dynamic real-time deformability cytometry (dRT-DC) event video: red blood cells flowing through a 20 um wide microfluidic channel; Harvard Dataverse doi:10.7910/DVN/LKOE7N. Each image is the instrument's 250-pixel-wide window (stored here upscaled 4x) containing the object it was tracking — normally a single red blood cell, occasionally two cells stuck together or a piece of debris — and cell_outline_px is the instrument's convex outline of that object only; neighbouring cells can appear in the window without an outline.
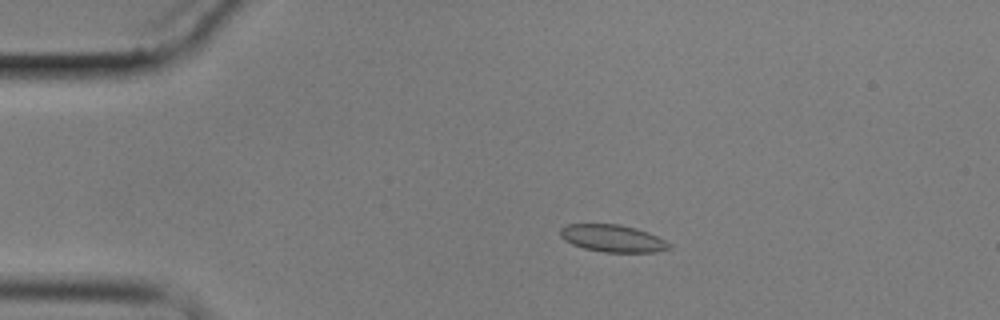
{"species": "common noctule bat (a hibernating species)", "species_latin": "Nyctalus noctula", "temperature_condition": "cold", "stored_images_in_passage": 11, "camera_frame_rate_fps": 3000, "um_per_image_px": 0.085, "animal": {"sex": "male", "body_mass_g": 17.9}, "frame": {"image": 1, "passage_image": 3, "time_ms": 3.333, "image_size_px": [1000, 320], "cell_outline_px": [[672, 248], [656, 252], [604, 252], [584, 248], [572, 244], [564, 240], [560, 236], [560, 228], [568, 224], [620, 224], [636, 228], [648, 232], [664, 240]], "centroid_in_image_um": [52.05, 20.26], "position_along_channel_um": 32.9, "area_um2": 17.22}}
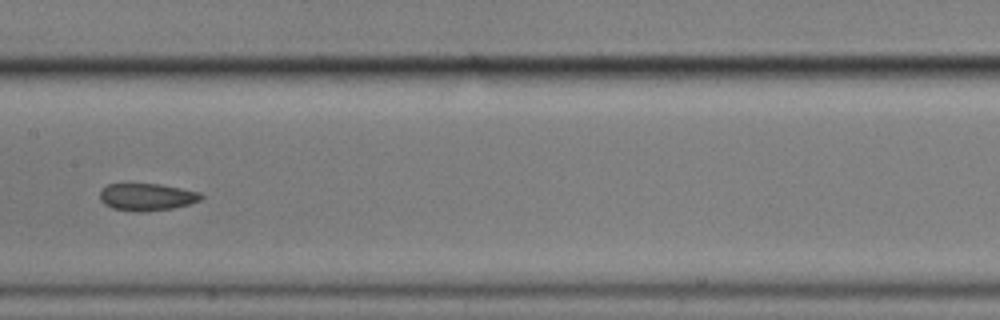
{"frame": {"image": 2, "passage_image": 8, "time_ms": 9.333, "image_size_px": [1000, 320], "cell_outline_px": [[204, 196], [200, 200], [188, 204], [172, 208], [140, 212], [136, 212], [112, 208], [104, 204], [100, 200], [100, 192], [108, 184], [160, 184], [200, 192]], "centroid_in_image_um": [12.47, 16.74], "position_along_channel_um": 194.9, "area_um2": 15.95}}
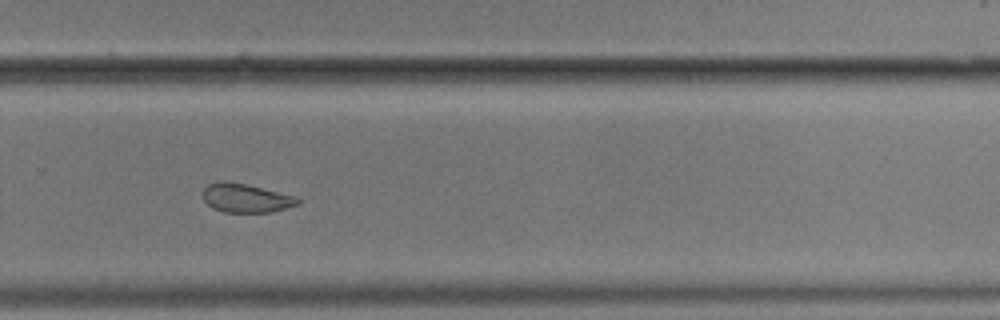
{"frame": {"image": 3, "passage_image": 11, "time_ms": 12.667, "image_size_px": [1000, 320], "cell_outline_px": [[300, 204], [272, 212], [224, 212], [212, 208], [204, 200], [204, 188], [208, 184], [220, 180], [224, 180], [244, 184], [296, 196], [300, 200]], "centroid_in_image_um": [20.9, 16.84], "position_along_channel_um": 308.9, "area_um2": 15.84}}